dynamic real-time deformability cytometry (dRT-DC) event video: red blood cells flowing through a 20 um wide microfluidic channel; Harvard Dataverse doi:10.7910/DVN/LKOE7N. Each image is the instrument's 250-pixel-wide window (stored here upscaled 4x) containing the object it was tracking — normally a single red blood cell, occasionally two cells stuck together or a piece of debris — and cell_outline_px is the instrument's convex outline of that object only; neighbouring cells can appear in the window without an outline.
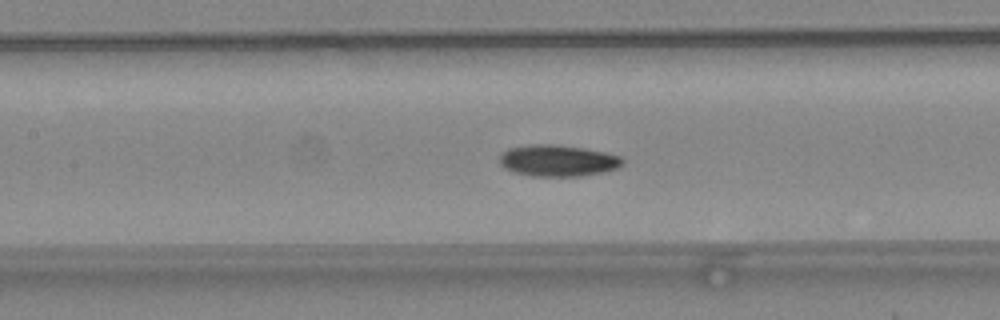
{"species": "common noctule bat (a hibernating species)", "species_latin": "Nyctalus noctula", "temperature_condition": "warm", "stored_images_in_passage": 51, "camera_frame_rate_fps": 3000, "um_per_image_px": 0.085, "animal": {"sex": "female", "body_mass_g": 24.6, "forearm_length_mm": 56.2}, "frame": {"image": 1, "passage_image": 24, "time_ms": 7.667, "image_size_px": [1000, 320], "cell_outline_px": [[624, 164], [620, 168], [604, 172], [580, 176], [532, 176], [512, 172], [504, 168], [500, 164], [500, 152], [508, 148], [528, 144], [556, 144], [584, 148], [604, 152], [620, 156], [624, 160]], "centroid_in_image_um": [47.41, 13.65], "position_along_channel_um": 160.0, "area_um2": 22.95}}
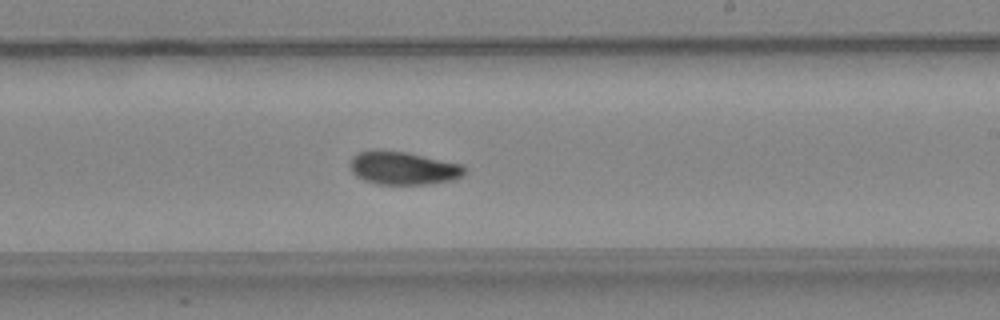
{"frame": {"image": 2, "passage_image": 31, "time_ms": 10.0, "image_size_px": [1000, 320], "cell_outline_px": [[468, 168], [464, 176], [452, 180], [428, 184], [376, 184], [364, 180], [356, 176], [352, 172], [348, 164], [352, 156], [360, 152], [408, 152], [464, 164]], "centroid_in_image_um": [34.34, 14.31], "position_along_channel_um": 254.7, "area_um2": 22.08}}
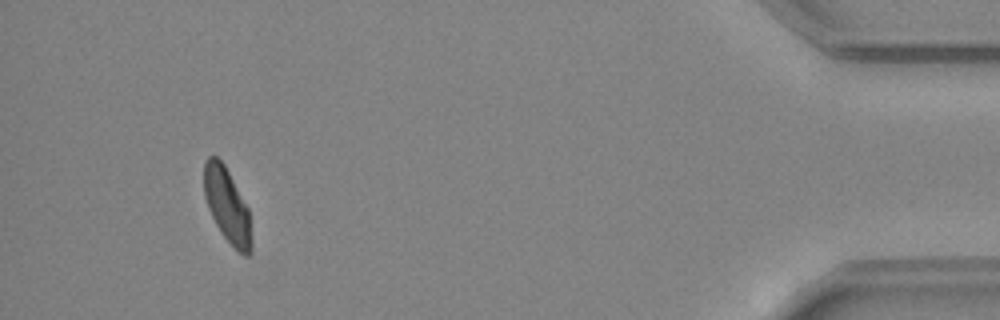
{"frame": {"image": 3, "passage_image": 48, "time_ms": 15.667, "image_size_px": [1000, 320], "cell_outline_px": [[252, 252], [248, 256], [244, 256], [224, 236], [216, 224], [208, 208], [204, 196], [204, 160], [208, 156], [216, 156], [224, 164], [248, 208], [252, 240]], "centroid_in_image_um": [19.3, 17.46], "position_along_channel_um": 415.9, "area_um2": 20.35}, "authors_computed_cell_mechanics": {"area_um2": 21.2704, "velocity_mm_per_s": 4.0881, "shape_relaxation_time_tau1_ms": 5.3905, "shape_relaxation_time_tau2_ms": 7.2909, "deformation_change_tau1": 0.1479, "deformation_change_tau2": 0.1102}}